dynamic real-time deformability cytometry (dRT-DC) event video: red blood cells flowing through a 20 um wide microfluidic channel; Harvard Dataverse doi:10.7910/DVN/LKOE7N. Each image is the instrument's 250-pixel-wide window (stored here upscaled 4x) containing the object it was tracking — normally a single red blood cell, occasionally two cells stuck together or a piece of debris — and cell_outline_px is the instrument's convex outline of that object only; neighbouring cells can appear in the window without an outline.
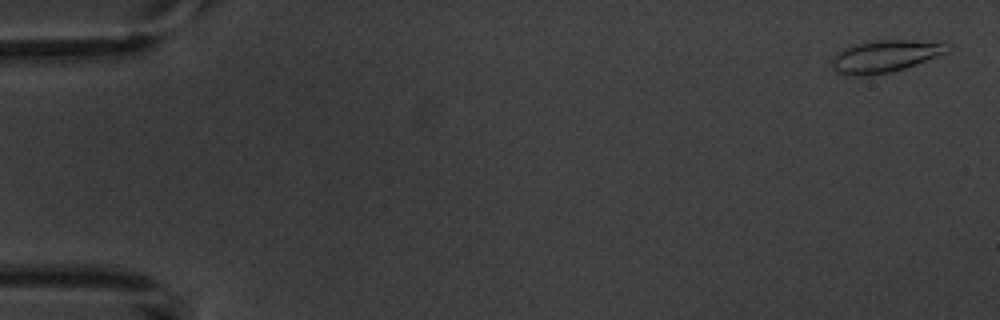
{"species": "common noctule bat (a hibernating species)", "species_latin": "Nyctalus noctula", "temperature_condition": "warm", "stored_images_in_passage": 5, "camera_frame_rate_fps": 3000, "um_per_image_px": 0.085, "animal": {"sex": "male", "body_mass_g": 20.1, "forearm_length_mm": 53.5}, "frame": {"image": 1, "passage_image": 1, "time_ms": 0.0, "image_size_px": [1000, 320], "cell_outline_px": [[952, 48], [948, 52], [916, 64], [892, 72], [860, 76], [852, 76], [836, 72], [832, 68], [832, 56], [836, 52], [844, 48], [856, 44], [880, 40], [912, 40], [952, 44]], "centroid_in_image_um": [75.22, 4.78], "position_along_channel_um": 9.8, "area_um2": 21.62}}